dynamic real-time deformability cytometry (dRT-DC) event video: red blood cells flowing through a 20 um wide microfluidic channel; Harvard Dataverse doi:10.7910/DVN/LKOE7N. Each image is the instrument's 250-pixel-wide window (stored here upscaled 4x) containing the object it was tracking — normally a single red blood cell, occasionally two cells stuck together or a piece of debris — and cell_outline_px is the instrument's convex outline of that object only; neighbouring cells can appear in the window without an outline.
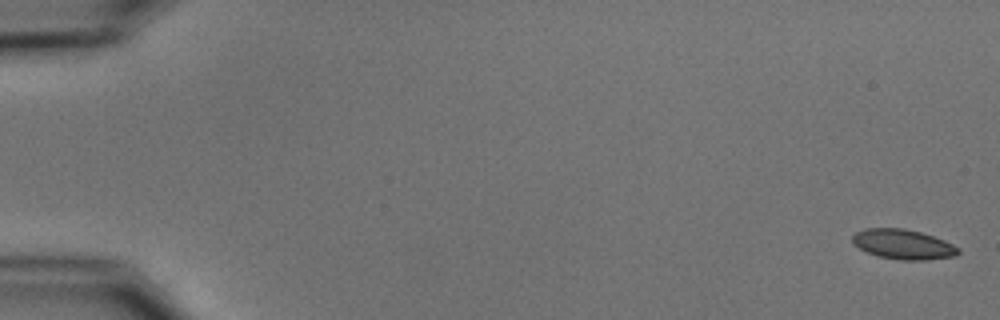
{"species": "common noctule bat (a hibernating species)", "species_latin": "Nyctalus noctula", "temperature_condition": "cold", "stored_images_in_passage": 6, "camera_frame_rate_fps": 3000, "um_per_image_px": 0.085, "animal": {"sex": "male", "body_mass_g": 15.6}, "frame": {"image": 1, "passage_image": 1, "time_ms": 0.0, "image_size_px": [1000, 320], "cell_outline_px": [[960, 252], [956, 256], [928, 260], [900, 260], [880, 256], [868, 252], [860, 248], [852, 240], [852, 236], [856, 232], [864, 228], [904, 228], [920, 232], [944, 240], [960, 248]], "centroid_in_image_um": [76.8, 20.76], "position_along_channel_um": 8.2, "area_um2": 18.32}}
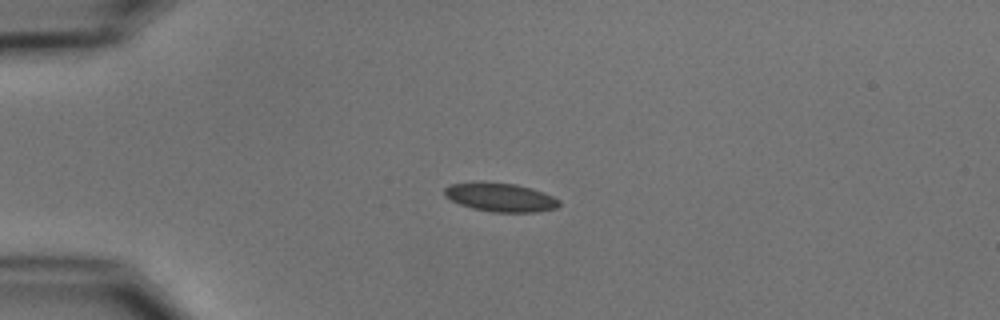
{"frame": {"image": 2, "passage_image": 4, "time_ms": 4.333, "image_size_px": [1000, 320], "cell_outline_px": [[560, 204], [556, 208], [536, 212], [492, 212], [472, 208], [460, 204], [444, 196], [444, 188], [448, 184], [484, 180], [516, 184], [532, 188], [544, 192], [560, 200]], "centroid_in_image_um": [42.5, 16.74], "position_along_channel_um": 42.5, "area_um2": 19.59}}